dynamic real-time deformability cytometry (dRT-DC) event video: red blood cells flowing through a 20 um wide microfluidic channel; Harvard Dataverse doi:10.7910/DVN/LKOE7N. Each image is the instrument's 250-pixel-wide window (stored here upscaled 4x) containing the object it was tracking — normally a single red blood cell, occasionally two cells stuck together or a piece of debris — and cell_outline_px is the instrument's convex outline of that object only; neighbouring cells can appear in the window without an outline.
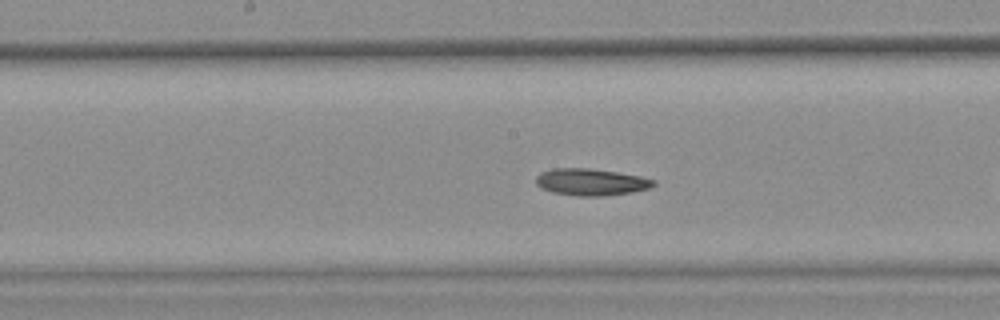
{"species": "common noctule bat (a hibernating species)", "species_latin": "Nyctalus noctula", "temperature_condition": "warm", "stored_images_in_passage": 8, "camera_frame_rate_fps": 3000, "um_per_image_px": 0.085, "animal": {"sex": "female", "body_mass_g": 25.1}, "frame": {"image": 1, "passage_image": 7, "time_ms": 2.0, "image_size_px": [1000, 320], "cell_outline_px": [[656, 184], [648, 188], [632, 192], [600, 196], [576, 196], [552, 192], [540, 188], [536, 184], [536, 176], [540, 172], [552, 168], [588, 168], [616, 172], [640, 176], [656, 180]], "centroid_in_image_um": [50.2, 15.47], "position_along_channel_um": 198.0, "area_um2": 18.44}}